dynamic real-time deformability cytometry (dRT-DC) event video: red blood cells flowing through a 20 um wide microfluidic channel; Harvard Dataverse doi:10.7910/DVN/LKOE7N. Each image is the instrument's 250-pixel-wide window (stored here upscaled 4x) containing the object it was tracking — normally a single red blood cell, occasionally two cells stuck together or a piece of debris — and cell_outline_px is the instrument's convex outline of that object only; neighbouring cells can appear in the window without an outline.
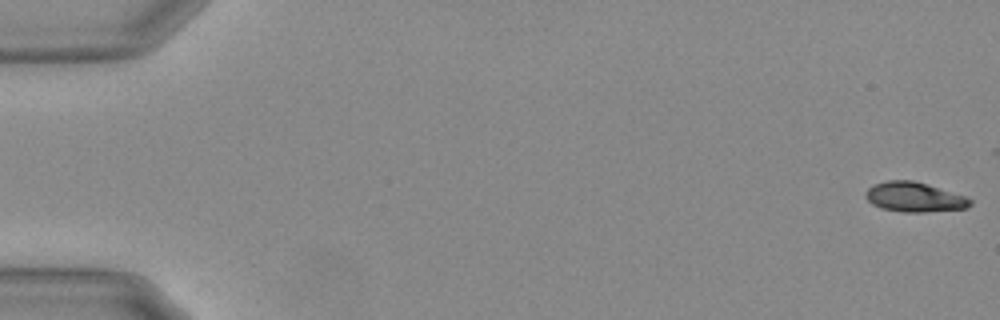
{"species": "Egyptian fruit bat (a non-hibernating species)", "species_latin": "Rousettus aegyptiacus", "temperature_condition": "warm", "stored_images_in_passage": 56, "camera_frame_rate_fps": 3000, "um_per_image_px": 0.085, "animal": {"sex": "female"}, "frame": {"image": 1, "passage_image": 1, "time_ms": 0.0, "image_size_px": [1000, 320], "cell_outline_px": [[972, 204], [968, 208], [924, 212], [904, 212], [880, 208], [872, 204], [864, 196], [864, 192], [872, 184], [888, 180], [912, 180], [964, 196], [972, 200]], "centroid_in_image_um": [77.67, 16.76], "position_along_channel_um": 7.3, "area_um2": 18.03}}
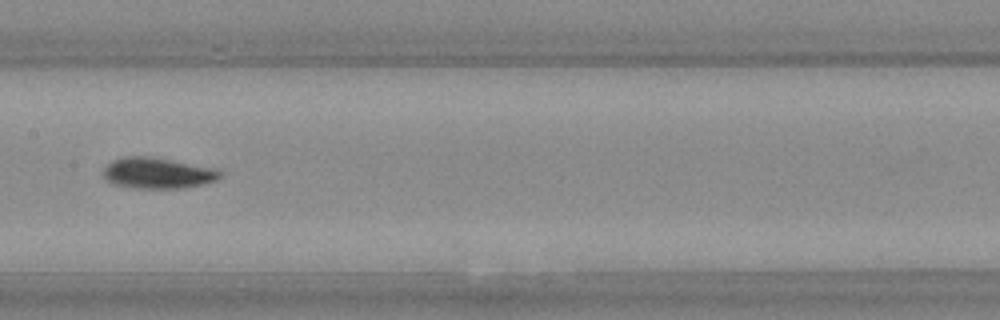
{"frame": {"image": 2, "passage_image": 29, "time_ms": 9.333, "image_size_px": [1000, 320], "cell_outline_px": [[220, 176], [216, 180], [184, 188], [136, 188], [112, 184], [104, 176], [104, 168], [112, 160], [124, 156], [152, 156], [216, 168], [220, 172]], "centroid_in_image_um": [13.38, 14.7], "position_along_channel_um": 194.0, "area_um2": 20.98}}
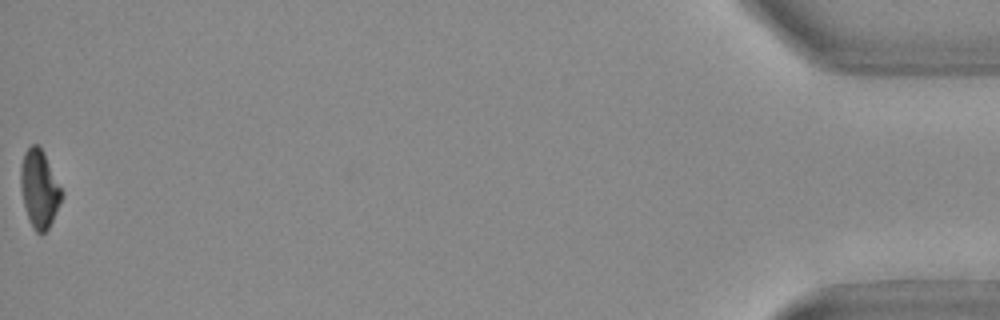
{"frame": {"image": 3, "passage_image": 56, "time_ms": 18.333, "image_size_px": [1000, 320], "cell_outline_px": [[64, 196], [48, 228], [44, 232], [36, 232], [32, 228], [24, 204], [20, 184], [20, 168], [24, 152], [32, 144], [36, 144], [44, 152], [64, 192]], "centroid_in_image_um": [3.36, 16.02], "position_along_channel_um": 431.8, "area_um2": 18.55}, "authors_computed_cell_mechanics": {"area_um2": 19.3052, "velocity_mm_per_s": 3.7241, "shape_relaxation_time_tau1_ms": 4.9538, "shape_relaxation_time_tau2_ms": 4.5006, "deformation_change_tau1": 0.1711, "deformation_change_tau2": 0.0858}}